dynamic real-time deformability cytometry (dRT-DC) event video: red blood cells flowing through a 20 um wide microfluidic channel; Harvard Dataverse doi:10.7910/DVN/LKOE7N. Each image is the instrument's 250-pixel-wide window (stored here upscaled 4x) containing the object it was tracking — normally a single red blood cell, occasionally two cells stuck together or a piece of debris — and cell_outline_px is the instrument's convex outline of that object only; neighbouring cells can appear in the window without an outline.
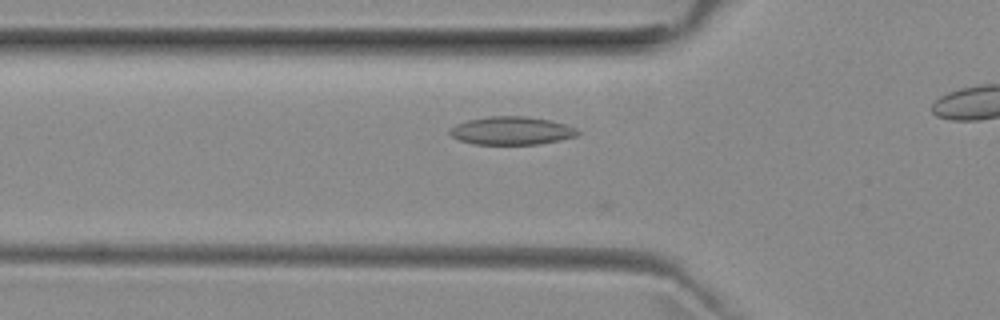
{"species": "common noctule bat (a hibernating species)", "species_latin": "Nyctalus noctula", "temperature_condition": "room temperature", "stored_images_in_passage": 27, "camera_frame_rate_fps": 3000, "um_per_image_px": 0.085, "animal": {"sex": "female", "body_mass_g": 29.2, "forearm_length_mm": 56.3}, "frame": {"image": 1, "passage_image": 6, "time_ms": 1.667, "image_size_px": [1000, 320], "cell_outline_px": [[580, 132], [576, 136], [560, 140], [540, 144], [476, 144], [460, 140], [452, 136], [448, 132], [448, 128], [456, 124], [468, 120], [488, 116], [524, 116], [548, 120], [564, 124], [576, 128]], "centroid_in_image_um": [43.46, 11.11], "position_along_channel_um": 82.3, "area_um2": 20.87}}
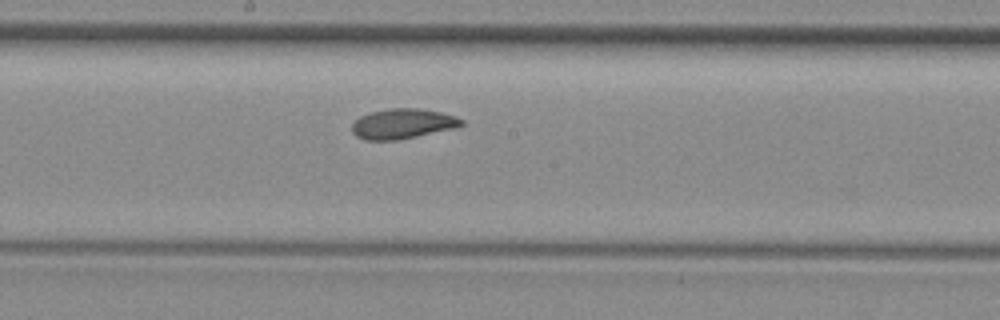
{"frame": {"image": 2, "passage_image": 16, "time_ms": 5.0, "image_size_px": [1000, 320], "cell_outline_px": [[464, 124], [460, 128], [396, 140], [364, 140], [356, 136], [352, 132], [352, 124], [360, 116], [368, 112], [388, 108], [420, 108], [440, 112], [456, 116], [464, 120]], "centroid_in_image_um": [34.26, 10.51], "position_along_channel_um": 213.9, "area_um2": 19.54}}
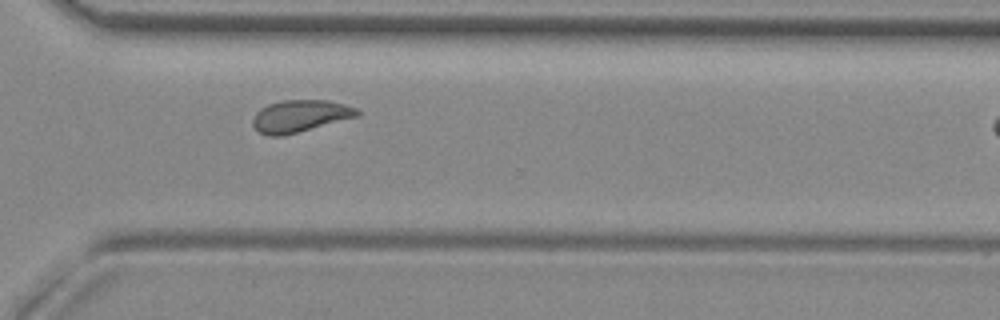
{"frame": {"image": 3, "passage_image": 26, "time_ms": 8.333, "image_size_px": [1000, 320], "cell_outline_px": [[360, 116], [280, 136], [268, 136], [260, 132], [252, 124], [252, 120], [256, 112], [260, 108], [268, 104], [284, 100], [328, 100], [344, 104], [356, 108], [360, 112]], "centroid_in_image_um": [25.5, 9.85], "position_along_channel_um": 345.1, "area_um2": 19.36}}